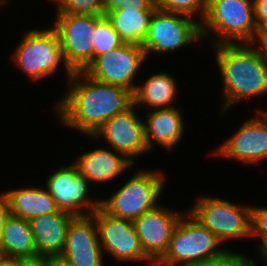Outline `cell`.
<instances>
[{
    "label": "cell",
    "mask_w": 267,
    "mask_h": 266,
    "mask_svg": "<svg viewBox=\"0 0 267 266\" xmlns=\"http://www.w3.org/2000/svg\"><path fill=\"white\" fill-rule=\"evenodd\" d=\"M68 89L55 103L58 121L86 137L110 118L133 104V93L126 88L91 78L85 71L73 72Z\"/></svg>",
    "instance_id": "6da1fadb"
},
{
    "label": "cell",
    "mask_w": 267,
    "mask_h": 266,
    "mask_svg": "<svg viewBox=\"0 0 267 266\" xmlns=\"http://www.w3.org/2000/svg\"><path fill=\"white\" fill-rule=\"evenodd\" d=\"M222 78L221 116L233 105L267 95V64L249 43L211 46ZM223 98V99H222ZM242 101V102H241Z\"/></svg>",
    "instance_id": "7a4b0ae2"
},
{
    "label": "cell",
    "mask_w": 267,
    "mask_h": 266,
    "mask_svg": "<svg viewBox=\"0 0 267 266\" xmlns=\"http://www.w3.org/2000/svg\"><path fill=\"white\" fill-rule=\"evenodd\" d=\"M200 23L202 40L211 46L250 43L258 31L253 0H209Z\"/></svg>",
    "instance_id": "3957f363"
},
{
    "label": "cell",
    "mask_w": 267,
    "mask_h": 266,
    "mask_svg": "<svg viewBox=\"0 0 267 266\" xmlns=\"http://www.w3.org/2000/svg\"><path fill=\"white\" fill-rule=\"evenodd\" d=\"M22 37L11 59L30 81L42 82L44 78L55 76L61 66L66 81L71 78L73 72L64 61L58 33L52 26L27 29Z\"/></svg>",
    "instance_id": "277c9868"
},
{
    "label": "cell",
    "mask_w": 267,
    "mask_h": 266,
    "mask_svg": "<svg viewBox=\"0 0 267 266\" xmlns=\"http://www.w3.org/2000/svg\"><path fill=\"white\" fill-rule=\"evenodd\" d=\"M136 172L109 198L100 199V207L107 214L134 221L159 205L158 200L165 191L166 172L143 168Z\"/></svg>",
    "instance_id": "5b68a950"
},
{
    "label": "cell",
    "mask_w": 267,
    "mask_h": 266,
    "mask_svg": "<svg viewBox=\"0 0 267 266\" xmlns=\"http://www.w3.org/2000/svg\"><path fill=\"white\" fill-rule=\"evenodd\" d=\"M202 195V196H201ZM196 197L188 212L225 246L227 242L251 239V205L232 203L209 195Z\"/></svg>",
    "instance_id": "8992f818"
},
{
    "label": "cell",
    "mask_w": 267,
    "mask_h": 266,
    "mask_svg": "<svg viewBox=\"0 0 267 266\" xmlns=\"http://www.w3.org/2000/svg\"><path fill=\"white\" fill-rule=\"evenodd\" d=\"M227 246L187 210L174 229L165 255L155 266H184L215 257Z\"/></svg>",
    "instance_id": "52a82bcc"
},
{
    "label": "cell",
    "mask_w": 267,
    "mask_h": 266,
    "mask_svg": "<svg viewBox=\"0 0 267 266\" xmlns=\"http://www.w3.org/2000/svg\"><path fill=\"white\" fill-rule=\"evenodd\" d=\"M203 42L201 23L192 17L156 9L142 44L146 58L169 54L189 44Z\"/></svg>",
    "instance_id": "ba28073f"
},
{
    "label": "cell",
    "mask_w": 267,
    "mask_h": 266,
    "mask_svg": "<svg viewBox=\"0 0 267 266\" xmlns=\"http://www.w3.org/2000/svg\"><path fill=\"white\" fill-rule=\"evenodd\" d=\"M51 25L58 33L64 61L72 72L85 71L94 61L90 43L97 23L105 16L55 13Z\"/></svg>",
    "instance_id": "9c48e42d"
},
{
    "label": "cell",
    "mask_w": 267,
    "mask_h": 266,
    "mask_svg": "<svg viewBox=\"0 0 267 266\" xmlns=\"http://www.w3.org/2000/svg\"><path fill=\"white\" fill-rule=\"evenodd\" d=\"M45 183L44 188L61 211L73 216H88L100 209V198L91 197L92 185L73 162L60 164Z\"/></svg>",
    "instance_id": "30bf717a"
},
{
    "label": "cell",
    "mask_w": 267,
    "mask_h": 266,
    "mask_svg": "<svg viewBox=\"0 0 267 266\" xmlns=\"http://www.w3.org/2000/svg\"><path fill=\"white\" fill-rule=\"evenodd\" d=\"M94 219L98 239L105 254L112 256L116 262L155 264L145 255L137 236L133 221L113 217L101 207L91 214ZM127 262V263H126Z\"/></svg>",
    "instance_id": "8fae6325"
},
{
    "label": "cell",
    "mask_w": 267,
    "mask_h": 266,
    "mask_svg": "<svg viewBox=\"0 0 267 266\" xmlns=\"http://www.w3.org/2000/svg\"><path fill=\"white\" fill-rule=\"evenodd\" d=\"M146 61L141 45L124 42L106 54L98 56L85 72L91 78L121 86L134 93L137 87L136 78L139 77L137 75H140L139 70Z\"/></svg>",
    "instance_id": "7c38bea8"
},
{
    "label": "cell",
    "mask_w": 267,
    "mask_h": 266,
    "mask_svg": "<svg viewBox=\"0 0 267 266\" xmlns=\"http://www.w3.org/2000/svg\"><path fill=\"white\" fill-rule=\"evenodd\" d=\"M232 136L212 151L213 156L231 158L241 164L259 165L267 160V116L258 108Z\"/></svg>",
    "instance_id": "4fadbf2b"
},
{
    "label": "cell",
    "mask_w": 267,
    "mask_h": 266,
    "mask_svg": "<svg viewBox=\"0 0 267 266\" xmlns=\"http://www.w3.org/2000/svg\"><path fill=\"white\" fill-rule=\"evenodd\" d=\"M132 104L124 112L107 120L90 138L105 140L106 146L125 156L134 165L135 160L149 153L144 130V119ZM111 146V147H110Z\"/></svg>",
    "instance_id": "5bb4252c"
},
{
    "label": "cell",
    "mask_w": 267,
    "mask_h": 266,
    "mask_svg": "<svg viewBox=\"0 0 267 266\" xmlns=\"http://www.w3.org/2000/svg\"><path fill=\"white\" fill-rule=\"evenodd\" d=\"M183 214L159 204L133 221L141 247L154 264L165 255L172 233Z\"/></svg>",
    "instance_id": "9a60e30c"
},
{
    "label": "cell",
    "mask_w": 267,
    "mask_h": 266,
    "mask_svg": "<svg viewBox=\"0 0 267 266\" xmlns=\"http://www.w3.org/2000/svg\"><path fill=\"white\" fill-rule=\"evenodd\" d=\"M61 256L72 266H105L106 260L91 215L75 216L70 221Z\"/></svg>",
    "instance_id": "2e32d148"
},
{
    "label": "cell",
    "mask_w": 267,
    "mask_h": 266,
    "mask_svg": "<svg viewBox=\"0 0 267 266\" xmlns=\"http://www.w3.org/2000/svg\"><path fill=\"white\" fill-rule=\"evenodd\" d=\"M72 161L94 188L97 184H107L114 179H119L121 174L133 169V163L120 153L110 150L109 147H98L82 152ZM118 177V178H117Z\"/></svg>",
    "instance_id": "e0dca14e"
},
{
    "label": "cell",
    "mask_w": 267,
    "mask_h": 266,
    "mask_svg": "<svg viewBox=\"0 0 267 266\" xmlns=\"http://www.w3.org/2000/svg\"><path fill=\"white\" fill-rule=\"evenodd\" d=\"M144 118L145 141L149 151L157 144L170 153L181 143L186 126L180 107L147 110Z\"/></svg>",
    "instance_id": "ac0fdd59"
},
{
    "label": "cell",
    "mask_w": 267,
    "mask_h": 266,
    "mask_svg": "<svg viewBox=\"0 0 267 266\" xmlns=\"http://www.w3.org/2000/svg\"><path fill=\"white\" fill-rule=\"evenodd\" d=\"M74 217L70 213L59 210L31 219L29 222L37 254L48 257L61 256L65 247L67 229Z\"/></svg>",
    "instance_id": "d6986e66"
},
{
    "label": "cell",
    "mask_w": 267,
    "mask_h": 266,
    "mask_svg": "<svg viewBox=\"0 0 267 266\" xmlns=\"http://www.w3.org/2000/svg\"><path fill=\"white\" fill-rule=\"evenodd\" d=\"M8 203L11 215L27 221L40 215L58 212L59 209L44 186L25 185L0 193Z\"/></svg>",
    "instance_id": "ffe728a7"
},
{
    "label": "cell",
    "mask_w": 267,
    "mask_h": 266,
    "mask_svg": "<svg viewBox=\"0 0 267 266\" xmlns=\"http://www.w3.org/2000/svg\"><path fill=\"white\" fill-rule=\"evenodd\" d=\"M178 92L176 78L163 70L152 73L145 83L137 85L133 104L139 110L144 107L149 110L172 108Z\"/></svg>",
    "instance_id": "44dd1931"
},
{
    "label": "cell",
    "mask_w": 267,
    "mask_h": 266,
    "mask_svg": "<svg viewBox=\"0 0 267 266\" xmlns=\"http://www.w3.org/2000/svg\"><path fill=\"white\" fill-rule=\"evenodd\" d=\"M156 9L126 8L125 6L117 11L104 12V15L124 42L142 46Z\"/></svg>",
    "instance_id": "7402d4cb"
},
{
    "label": "cell",
    "mask_w": 267,
    "mask_h": 266,
    "mask_svg": "<svg viewBox=\"0 0 267 266\" xmlns=\"http://www.w3.org/2000/svg\"><path fill=\"white\" fill-rule=\"evenodd\" d=\"M0 250L7 259L37 255L30 222L10 214L0 236Z\"/></svg>",
    "instance_id": "603a6c76"
},
{
    "label": "cell",
    "mask_w": 267,
    "mask_h": 266,
    "mask_svg": "<svg viewBox=\"0 0 267 266\" xmlns=\"http://www.w3.org/2000/svg\"><path fill=\"white\" fill-rule=\"evenodd\" d=\"M90 43L94 47V60L112 49L122 45L124 41L114 30L110 20L104 16L96 25Z\"/></svg>",
    "instance_id": "cb8c5ba5"
},
{
    "label": "cell",
    "mask_w": 267,
    "mask_h": 266,
    "mask_svg": "<svg viewBox=\"0 0 267 266\" xmlns=\"http://www.w3.org/2000/svg\"><path fill=\"white\" fill-rule=\"evenodd\" d=\"M209 0H154L157 9L183 14L201 22L208 9Z\"/></svg>",
    "instance_id": "d4e9b609"
},
{
    "label": "cell",
    "mask_w": 267,
    "mask_h": 266,
    "mask_svg": "<svg viewBox=\"0 0 267 266\" xmlns=\"http://www.w3.org/2000/svg\"><path fill=\"white\" fill-rule=\"evenodd\" d=\"M53 1V0H52ZM56 13L98 15L104 14V0H54Z\"/></svg>",
    "instance_id": "484cf974"
},
{
    "label": "cell",
    "mask_w": 267,
    "mask_h": 266,
    "mask_svg": "<svg viewBox=\"0 0 267 266\" xmlns=\"http://www.w3.org/2000/svg\"><path fill=\"white\" fill-rule=\"evenodd\" d=\"M253 206L251 205V239H258L254 243L259 254L267 246V206Z\"/></svg>",
    "instance_id": "4316f807"
},
{
    "label": "cell",
    "mask_w": 267,
    "mask_h": 266,
    "mask_svg": "<svg viewBox=\"0 0 267 266\" xmlns=\"http://www.w3.org/2000/svg\"><path fill=\"white\" fill-rule=\"evenodd\" d=\"M244 253L234 252L228 248L221 254L197 262L188 263L184 266H232Z\"/></svg>",
    "instance_id": "83f0119b"
},
{
    "label": "cell",
    "mask_w": 267,
    "mask_h": 266,
    "mask_svg": "<svg viewBox=\"0 0 267 266\" xmlns=\"http://www.w3.org/2000/svg\"><path fill=\"white\" fill-rule=\"evenodd\" d=\"M126 8H156L154 0H104V12Z\"/></svg>",
    "instance_id": "f1b7e54d"
},
{
    "label": "cell",
    "mask_w": 267,
    "mask_h": 266,
    "mask_svg": "<svg viewBox=\"0 0 267 266\" xmlns=\"http://www.w3.org/2000/svg\"><path fill=\"white\" fill-rule=\"evenodd\" d=\"M249 44L254 47L260 58L267 64V32L263 28L259 29Z\"/></svg>",
    "instance_id": "f546056e"
},
{
    "label": "cell",
    "mask_w": 267,
    "mask_h": 266,
    "mask_svg": "<svg viewBox=\"0 0 267 266\" xmlns=\"http://www.w3.org/2000/svg\"><path fill=\"white\" fill-rule=\"evenodd\" d=\"M254 20L259 29L267 24V0H253Z\"/></svg>",
    "instance_id": "4dcf8cb0"
},
{
    "label": "cell",
    "mask_w": 267,
    "mask_h": 266,
    "mask_svg": "<svg viewBox=\"0 0 267 266\" xmlns=\"http://www.w3.org/2000/svg\"><path fill=\"white\" fill-rule=\"evenodd\" d=\"M15 266H49V257L44 255H34L30 257L15 258Z\"/></svg>",
    "instance_id": "1f68e13d"
},
{
    "label": "cell",
    "mask_w": 267,
    "mask_h": 266,
    "mask_svg": "<svg viewBox=\"0 0 267 266\" xmlns=\"http://www.w3.org/2000/svg\"><path fill=\"white\" fill-rule=\"evenodd\" d=\"M10 209L5 198L0 194V236L4 228L5 222L10 215Z\"/></svg>",
    "instance_id": "d6a6232c"
},
{
    "label": "cell",
    "mask_w": 267,
    "mask_h": 266,
    "mask_svg": "<svg viewBox=\"0 0 267 266\" xmlns=\"http://www.w3.org/2000/svg\"><path fill=\"white\" fill-rule=\"evenodd\" d=\"M247 254L242 255L232 266H258L256 259L251 258Z\"/></svg>",
    "instance_id": "836d02e7"
},
{
    "label": "cell",
    "mask_w": 267,
    "mask_h": 266,
    "mask_svg": "<svg viewBox=\"0 0 267 266\" xmlns=\"http://www.w3.org/2000/svg\"><path fill=\"white\" fill-rule=\"evenodd\" d=\"M49 266H72L62 256H49Z\"/></svg>",
    "instance_id": "e575fe53"
},
{
    "label": "cell",
    "mask_w": 267,
    "mask_h": 266,
    "mask_svg": "<svg viewBox=\"0 0 267 266\" xmlns=\"http://www.w3.org/2000/svg\"><path fill=\"white\" fill-rule=\"evenodd\" d=\"M258 256L261 257L260 262H263V266H267V246L259 253Z\"/></svg>",
    "instance_id": "d590c367"
},
{
    "label": "cell",
    "mask_w": 267,
    "mask_h": 266,
    "mask_svg": "<svg viewBox=\"0 0 267 266\" xmlns=\"http://www.w3.org/2000/svg\"><path fill=\"white\" fill-rule=\"evenodd\" d=\"M1 266H15L14 259H6Z\"/></svg>",
    "instance_id": "8d00e7d4"
},
{
    "label": "cell",
    "mask_w": 267,
    "mask_h": 266,
    "mask_svg": "<svg viewBox=\"0 0 267 266\" xmlns=\"http://www.w3.org/2000/svg\"><path fill=\"white\" fill-rule=\"evenodd\" d=\"M7 259V257L5 256V254L0 250V266L2 265V263Z\"/></svg>",
    "instance_id": "74e56055"
},
{
    "label": "cell",
    "mask_w": 267,
    "mask_h": 266,
    "mask_svg": "<svg viewBox=\"0 0 267 266\" xmlns=\"http://www.w3.org/2000/svg\"><path fill=\"white\" fill-rule=\"evenodd\" d=\"M8 1H11L12 2L14 0H0V8H2L3 6L7 5Z\"/></svg>",
    "instance_id": "f35d334b"
},
{
    "label": "cell",
    "mask_w": 267,
    "mask_h": 266,
    "mask_svg": "<svg viewBox=\"0 0 267 266\" xmlns=\"http://www.w3.org/2000/svg\"><path fill=\"white\" fill-rule=\"evenodd\" d=\"M264 110H263V108L261 109V111L267 116V110L266 109H264Z\"/></svg>",
    "instance_id": "ab89813d"
},
{
    "label": "cell",
    "mask_w": 267,
    "mask_h": 266,
    "mask_svg": "<svg viewBox=\"0 0 267 266\" xmlns=\"http://www.w3.org/2000/svg\"><path fill=\"white\" fill-rule=\"evenodd\" d=\"M263 29L267 32V24L263 27Z\"/></svg>",
    "instance_id": "60d3db41"
}]
</instances>
